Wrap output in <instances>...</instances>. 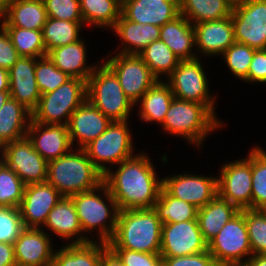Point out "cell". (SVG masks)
Returning <instances> with one entry per match:
<instances>
[{
  "instance_id": "obj_42",
  "label": "cell",
  "mask_w": 266,
  "mask_h": 266,
  "mask_svg": "<svg viewBox=\"0 0 266 266\" xmlns=\"http://www.w3.org/2000/svg\"><path fill=\"white\" fill-rule=\"evenodd\" d=\"M35 78L42 95L54 91L71 77L58 69L49 57L45 56L36 58Z\"/></svg>"
},
{
  "instance_id": "obj_49",
  "label": "cell",
  "mask_w": 266,
  "mask_h": 266,
  "mask_svg": "<svg viewBox=\"0 0 266 266\" xmlns=\"http://www.w3.org/2000/svg\"><path fill=\"white\" fill-rule=\"evenodd\" d=\"M244 81L249 83H266V49L255 50L248 76Z\"/></svg>"
},
{
  "instance_id": "obj_28",
  "label": "cell",
  "mask_w": 266,
  "mask_h": 266,
  "mask_svg": "<svg viewBox=\"0 0 266 266\" xmlns=\"http://www.w3.org/2000/svg\"><path fill=\"white\" fill-rule=\"evenodd\" d=\"M160 39L180 60L198 58V55L192 52L196 47L194 26L184 16L179 15L173 21L161 26Z\"/></svg>"
},
{
  "instance_id": "obj_5",
  "label": "cell",
  "mask_w": 266,
  "mask_h": 266,
  "mask_svg": "<svg viewBox=\"0 0 266 266\" xmlns=\"http://www.w3.org/2000/svg\"><path fill=\"white\" fill-rule=\"evenodd\" d=\"M99 192L104 193L102 195L105 196L106 202L101 194H98ZM70 198L75 205L83 233L86 231L92 233L97 229L99 241L108 243L115 233L119 209L107 186L102 183L91 191L78 193Z\"/></svg>"
},
{
  "instance_id": "obj_23",
  "label": "cell",
  "mask_w": 266,
  "mask_h": 266,
  "mask_svg": "<svg viewBox=\"0 0 266 266\" xmlns=\"http://www.w3.org/2000/svg\"><path fill=\"white\" fill-rule=\"evenodd\" d=\"M196 50L201 54L222 55L234 42L231 16L221 20L193 24Z\"/></svg>"
},
{
  "instance_id": "obj_39",
  "label": "cell",
  "mask_w": 266,
  "mask_h": 266,
  "mask_svg": "<svg viewBox=\"0 0 266 266\" xmlns=\"http://www.w3.org/2000/svg\"><path fill=\"white\" fill-rule=\"evenodd\" d=\"M251 209L266 210V151L252 148V195Z\"/></svg>"
},
{
  "instance_id": "obj_20",
  "label": "cell",
  "mask_w": 266,
  "mask_h": 266,
  "mask_svg": "<svg viewBox=\"0 0 266 266\" xmlns=\"http://www.w3.org/2000/svg\"><path fill=\"white\" fill-rule=\"evenodd\" d=\"M121 14L134 23L161 27L180 15L179 0H124Z\"/></svg>"
},
{
  "instance_id": "obj_24",
  "label": "cell",
  "mask_w": 266,
  "mask_h": 266,
  "mask_svg": "<svg viewBox=\"0 0 266 266\" xmlns=\"http://www.w3.org/2000/svg\"><path fill=\"white\" fill-rule=\"evenodd\" d=\"M55 235L70 240L68 244H86L92 239L82 235L81 224L76 213L75 205L70 197H62L54 208L48 213L44 224ZM78 235V236H77ZM80 235V236H79ZM78 237V238H77Z\"/></svg>"
},
{
  "instance_id": "obj_22",
  "label": "cell",
  "mask_w": 266,
  "mask_h": 266,
  "mask_svg": "<svg viewBox=\"0 0 266 266\" xmlns=\"http://www.w3.org/2000/svg\"><path fill=\"white\" fill-rule=\"evenodd\" d=\"M112 121L88 100L80 105L70 116L68 132L72 146L83 149L92 140L98 138Z\"/></svg>"
},
{
  "instance_id": "obj_36",
  "label": "cell",
  "mask_w": 266,
  "mask_h": 266,
  "mask_svg": "<svg viewBox=\"0 0 266 266\" xmlns=\"http://www.w3.org/2000/svg\"><path fill=\"white\" fill-rule=\"evenodd\" d=\"M153 209L162 224L197 220V211L193 204L171 196L163 187Z\"/></svg>"
},
{
  "instance_id": "obj_31",
  "label": "cell",
  "mask_w": 266,
  "mask_h": 266,
  "mask_svg": "<svg viewBox=\"0 0 266 266\" xmlns=\"http://www.w3.org/2000/svg\"><path fill=\"white\" fill-rule=\"evenodd\" d=\"M107 243L91 241L86 244H68L54 250L51 266H101V252Z\"/></svg>"
},
{
  "instance_id": "obj_52",
  "label": "cell",
  "mask_w": 266,
  "mask_h": 266,
  "mask_svg": "<svg viewBox=\"0 0 266 266\" xmlns=\"http://www.w3.org/2000/svg\"><path fill=\"white\" fill-rule=\"evenodd\" d=\"M239 266H266V254L252 255L245 263Z\"/></svg>"
},
{
  "instance_id": "obj_53",
  "label": "cell",
  "mask_w": 266,
  "mask_h": 266,
  "mask_svg": "<svg viewBox=\"0 0 266 266\" xmlns=\"http://www.w3.org/2000/svg\"><path fill=\"white\" fill-rule=\"evenodd\" d=\"M9 90V71L0 68V91Z\"/></svg>"
},
{
  "instance_id": "obj_50",
  "label": "cell",
  "mask_w": 266,
  "mask_h": 266,
  "mask_svg": "<svg viewBox=\"0 0 266 266\" xmlns=\"http://www.w3.org/2000/svg\"><path fill=\"white\" fill-rule=\"evenodd\" d=\"M0 266H16L14 244L0 242Z\"/></svg>"
},
{
  "instance_id": "obj_19",
  "label": "cell",
  "mask_w": 266,
  "mask_h": 266,
  "mask_svg": "<svg viewBox=\"0 0 266 266\" xmlns=\"http://www.w3.org/2000/svg\"><path fill=\"white\" fill-rule=\"evenodd\" d=\"M27 138L33 148L47 161L57 159L73 148L67 125L41 124L30 121Z\"/></svg>"
},
{
  "instance_id": "obj_2",
  "label": "cell",
  "mask_w": 266,
  "mask_h": 266,
  "mask_svg": "<svg viewBox=\"0 0 266 266\" xmlns=\"http://www.w3.org/2000/svg\"><path fill=\"white\" fill-rule=\"evenodd\" d=\"M162 222L151 209L119 210L110 248L160 254Z\"/></svg>"
},
{
  "instance_id": "obj_13",
  "label": "cell",
  "mask_w": 266,
  "mask_h": 266,
  "mask_svg": "<svg viewBox=\"0 0 266 266\" xmlns=\"http://www.w3.org/2000/svg\"><path fill=\"white\" fill-rule=\"evenodd\" d=\"M220 170L217 177L218 195L239 210L251 209L252 149L247 158L229 162Z\"/></svg>"
},
{
  "instance_id": "obj_3",
  "label": "cell",
  "mask_w": 266,
  "mask_h": 266,
  "mask_svg": "<svg viewBox=\"0 0 266 266\" xmlns=\"http://www.w3.org/2000/svg\"><path fill=\"white\" fill-rule=\"evenodd\" d=\"M75 149L48 162L46 181L63 197L91 191L103 183V174L88 158L86 151Z\"/></svg>"
},
{
  "instance_id": "obj_25",
  "label": "cell",
  "mask_w": 266,
  "mask_h": 266,
  "mask_svg": "<svg viewBox=\"0 0 266 266\" xmlns=\"http://www.w3.org/2000/svg\"><path fill=\"white\" fill-rule=\"evenodd\" d=\"M84 43V40L80 39L75 43L53 48L47 56L58 69L71 78L88 81L97 64L86 65L87 49Z\"/></svg>"
},
{
  "instance_id": "obj_32",
  "label": "cell",
  "mask_w": 266,
  "mask_h": 266,
  "mask_svg": "<svg viewBox=\"0 0 266 266\" xmlns=\"http://www.w3.org/2000/svg\"><path fill=\"white\" fill-rule=\"evenodd\" d=\"M233 0H179V13L190 23L221 20L231 16Z\"/></svg>"
},
{
  "instance_id": "obj_45",
  "label": "cell",
  "mask_w": 266,
  "mask_h": 266,
  "mask_svg": "<svg viewBox=\"0 0 266 266\" xmlns=\"http://www.w3.org/2000/svg\"><path fill=\"white\" fill-rule=\"evenodd\" d=\"M47 17L71 22H83L79 0H43Z\"/></svg>"
},
{
  "instance_id": "obj_48",
  "label": "cell",
  "mask_w": 266,
  "mask_h": 266,
  "mask_svg": "<svg viewBox=\"0 0 266 266\" xmlns=\"http://www.w3.org/2000/svg\"><path fill=\"white\" fill-rule=\"evenodd\" d=\"M19 57L6 29L0 24V68L9 70Z\"/></svg>"
},
{
  "instance_id": "obj_12",
  "label": "cell",
  "mask_w": 266,
  "mask_h": 266,
  "mask_svg": "<svg viewBox=\"0 0 266 266\" xmlns=\"http://www.w3.org/2000/svg\"><path fill=\"white\" fill-rule=\"evenodd\" d=\"M102 61L117 76L124 94L134 105L158 81L138 54L118 53Z\"/></svg>"
},
{
  "instance_id": "obj_15",
  "label": "cell",
  "mask_w": 266,
  "mask_h": 266,
  "mask_svg": "<svg viewBox=\"0 0 266 266\" xmlns=\"http://www.w3.org/2000/svg\"><path fill=\"white\" fill-rule=\"evenodd\" d=\"M208 251L198 220L162 224L161 257H179Z\"/></svg>"
},
{
  "instance_id": "obj_33",
  "label": "cell",
  "mask_w": 266,
  "mask_h": 266,
  "mask_svg": "<svg viewBox=\"0 0 266 266\" xmlns=\"http://www.w3.org/2000/svg\"><path fill=\"white\" fill-rule=\"evenodd\" d=\"M173 98L170 85L165 80H158L137 102L140 103V119L161 125Z\"/></svg>"
},
{
  "instance_id": "obj_27",
  "label": "cell",
  "mask_w": 266,
  "mask_h": 266,
  "mask_svg": "<svg viewBox=\"0 0 266 266\" xmlns=\"http://www.w3.org/2000/svg\"><path fill=\"white\" fill-rule=\"evenodd\" d=\"M112 29L122 40L121 46L124 48L121 47L120 54H138L150 43L160 39V27L134 23L122 14Z\"/></svg>"
},
{
  "instance_id": "obj_17",
  "label": "cell",
  "mask_w": 266,
  "mask_h": 266,
  "mask_svg": "<svg viewBox=\"0 0 266 266\" xmlns=\"http://www.w3.org/2000/svg\"><path fill=\"white\" fill-rule=\"evenodd\" d=\"M163 188L173 197L193 204L207 205L217 194V176L206 177L188 173L163 178Z\"/></svg>"
},
{
  "instance_id": "obj_10",
  "label": "cell",
  "mask_w": 266,
  "mask_h": 266,
  "mask_svg": "<svg viewBox=\"0 0 266 266\" xmlns=\"http://www.w3.org/2000/svg\"><path fill=\"white\" fill-rule=\"evenodd\" d=\"M175 98L205 104L215 114V96L209 94L208 79L199 57L181 60L167 78Z\"/></svg>"
},
{
  "instance_id": "obj_9",
  "label": "cell",
  "mask_w": 266,
  "mask_h": 266,
  "mask_svg": "<svg viewBox=\"0 0 266 266\" xmlns=\"http://www.w3.org/2000/svg\"><path fill=\"white\" fill-rule=\"evenodd\" d=\"M208 251L219 266H239L252 256L245 215L241 210L208 243Z\"/></svg>"
},
{
  "instance_id": "obj_44",
  "label": "cell",
  "mask_w": 266,
  "mask_h": 266,
  "mask_svg": "<svg viewBox=\"0 0 266 266\" xmlns=\"http://www.w3.org/2000/svg\"><path fill=\"white\" fill-rule=\"evenodd\" d=\"M24 228L19 208L0 206V242L14 244Z\"/></svg>"
},
{
  "instance_id": "obj_14",
  "label": "cell",
  "mask_w": 266,
  "mask_h": 266,
  "mask_svg": "<svg viewBox=\"0 0 266 266\" xmlns=\"http://www.w3.org/2000/svg\"><path fill=\"white\" fill-rule=\"evenodd\" d=\"M0 160L11 168L25 185L46 182L48 162L33 148L26 137L0 149Z\"/></svg>"
},
{
  "instance_id": "obj_29",
  "label": "cell",
  "mask_w": 266,
  "mask_h": 266,
  "mask_svg": "<svg viewBox=\"0 0 266 266\" xmlns=\"http://www.w3.org/2000/svg\"><path fill=\"white\" fill-rule=\"evenodd\" d=\"M32 113L11 97L0 110V149L27 135Z\"/></svg>"
},
{
  "instance_id": "obj_54",
  "label": "cell",
  "mask_w": 266,
  "mask_h": 266,
  "mask_svg": "<svg viewBox=\"0 0 266 266\" xmlns=\"http://www.w3.org/2000/svg\"><path fill=\"white\" fill-rule=\"evenodd\" d=\"M10 91L9 90H3L0 91V110L2 106L5 104V102L10 98Z\"/></svg>"
},
{
  "instance_id": "obj_7",
  "label": "cell",
  "mask_w": 266,
  "mask_h": 266,
  "mask_svg": "<svg viewBox=\"0 0 266 266\" xmlns=\"http://www.w3.org/2000/svg\"><path fill=\"white\" fill-rule=\"evenodd\" d=\"M87 100V81L70 78L52 92L42 94L32 120L41 124L68 125L71 114Z\"/></svg>"
},
{
  "instance_id": "obj_55",
  "label": "cell",
  "mask_w": 266,
  "mask_h": 266,
  "mask_svg": "<svg viewBox=\"0 0 266 266\" xmlns=\"http://www.w3.org/2000/svg\"><path fill=\"white\" fill-rule=\"evenodd\" d=\"M11 0H0V18L4 16Z\"/></svg>"
},
{
  "instance_id": "obj_34",
  "label": "cell",
  "mask_w": 266,
  "mask_h": 266,
  "mask_svg": "<svg viewBox=\"0 0 266 266\" xmlns=\"http://www.w3.org/2000/svg\"><path fill=\"white\" fill-rule=\"evenodd\" d=\"M83 22L95 27L111 29L121 15L120 0H79Z\"/></svg>"
},
{
  "instance_id": "obj_43",
  "label": "cell",
  "mask_w": 266,
  "mask_h": 266,
  "mask_svg": "<svg viewBox=\"0 0 266 266\" xmlns=\"http://www.w3.org/2000/svg\"><path fill=\"white\" fill-rule=\"evenodd\" d=\"M255 49L238 42H234L223 54L230 71L241 80L248 76L250 63Z\"/></svg>"
},
{
  "instance_id": "obj_21",
  "label": "cell",
  "mask_w": 266,
  "mask_h": 266,
  "mask_svg": "<svg viewBox=\"0 0 266 266\" xmlns=\"http://www.w3.org/2000/svg\"><path fill=\"white\" fill-rule=\"evenodd\" d=\"M36 58L20 56L9 71V91L12 99L31 113L37 108L41 93L35 78Z\"/></svg>"
},
{
  "instance_id": "obj_16",
  "label": "cell",
  "mask_w": 266,
  "mask_h": 266,
  "mask_svg": "<svg viewBox=\"0 0 266 266\" xmlns=\"http://www.w3.org/2000/svg\"><path fill=\"white\" fill-rule=\"evenodd\" d=\"M62 197L59 191L47 181L25 185L23 199L19 205L24 227L44 226L48 213Z\"/></svg>"
},
{
  "instance_id": "obj_6",
  "label": "cell",
  "mask_w": 266,
  "mask_h": 266,
  "mask_svg": "<svg viewBox=\"0 0 266 266\" xmlns=\"http://www.w3.org/2000/svg\"><path fill=\"white\" fill-rule=\"evenodd\" d=\"M87 100L111 121H128L133 102L124 94L114 72L104 63L87 81Z\"/></svg>"
},
{
  "instance_id": "obj_51",
  "label": "cell",
  "mask_w": 266,
  "mask_h": 266,
  "mask_svg": "<svg viewBox=\"0 0 266 266\" xmlns=\"http://www.w3.org/2000/svg\"><path fill=\"white\" fill-rule=\"evenodd\" d=\"M101 266H124L118 255L107 245L101 252Z\"/></svg>"
},
{
  "instance_id": "obj_41",
  "label": "cell",
  "mask_w": 266,
  "mask_h": 266,
  "mask_svg": "<svg viewBox=\"0 0 266 266\" xmlns=\"http://www.w3.org/2000/svg\"><path fill=\"white\" fill-rule=\"evenodd\" d=\"M245 215L252 255L266 254V210L242 209Z\"/></svg>"
},
{
  "instance_id": "obj_18",
  "label": "cell",
  "mask_w": 266,
  "mask_h": 266,
  "mask_svg": "<svg viewBox=\"0 0 266 266\" xmlns=\"http://www.w3.org/2000/svg\"><path fill=\"white\" fill-rule=\"evenodd\" d=\"M42 228H24L14 241L16 266H51L52 240Z\"/></svg>"
},
{
  "instance_id": "obj_30",
  "label": "cell",
  "mask_w": 266,
  "mask_h": 266,
  "mask_svg": "<svg viewBox=\"0 0 266 266\" xmlns=\"http://www.w3.org/2000/svg\"><path fill=\"white\" fill-rule=\"evenodd\" d=\"M240 210L218 194L197 211V220L203 238L209 243L223 226Z\"/></svg>"
},
{
  "instance_id": "obj_4",
  "label": "cell",
  "mask_w": 266,
  "mask_h": 266,
  "mask_svg": "<svg viewBox=\"0 0 266 266\" xmlns=\"http://www.w3.org/2000/svg\"><path fill=\"white\" fill-rule=\"evenodd\" d=\"M216 117L205 104L174 97L161 127L169 135L186 138L200 147L208 134L224 125Z\"/></svg>"
},
{
  "instance_id": "obj_46",
  "label": "cell",
  "mask_w": 266,
  "mask_h": 266,
  "mask_svg": "<svg viewBox=\"0 0 266 266\" xmlns=\"http://www.w3.org/2000/svg\"><path fill=\"white\" fill-rule=\"evenodd\" d=\"M124 266H163L160 254L138 252L126 248H111Z\"/></svg>"
},
{
  "instance_id": "obj_40",
  "label": "cell",
  "mask_w": 266,
  "mask_h": 266,
  "mask_svg": "<svg viewBox=\"0 0 266 266\" xmlns=\"http://www.w3.org/2000/svg\"><path fill=\"white\" fill-rule=\"evenodd\" d=\"M24 189V182L0 160V206L19 208Z\"/></svg>"
},
{
  "instance_id": "obj_35",
  "label": "cell",
  "mask_w": 266,
  "mask_h": 266,
  "mask_svg": "<svg viewBox=\"0 0 266 266\" xmlns=\"http://www.w3.org/2000/svg\"><path fill=\"white\" fill-rule=\"evenodd\" d=\"M138 55L158 80L161 75L168 78L181 62L161 39L150 43Z\"/></svg>"
},
{
  "instance_id": "obj_37",
  "label": "cell",
  "mask_w": 266,
  "mask_h": 266,
  "mask_svg": "<svg viewBox=\"0 0 266 266\" xmlns=\"http://www.w3.org/2000/svg\"><path fill=\"white\" fill-rule=\"evenodd\" d=\"M84 22H71L48 17L42 29L43 42L47 53L56 47L80 40L79 31Z\"/></svg>"
},
{
  "instance_id": "obj_47",
  "label": "cell",
  "mask_w": 266,
  "mask_h": 266,
  "mask_svg": "<svg viewBox=\"0 0 266 266\" xmlns=\"http://www.w3.org/2000/svg\"><path fill=\"white\" fill-rule=\"evenodd\" d=\"M162 264L163 266H219L209 251L179 257H162Z\"/></svg>"
},
{
  "instance_id": "obj_38",
  "label": "cell",
  "mask_w": 266,
  "mask_h": 266,
  "mask_svg": "<svg viewBox=\"0 0 266 266\" xmlns=\"http://www.w3.org/2000/svg\"><path fill=\"white\" fill-rule=\"evenodd\" d=\"M20 56L41 58L47 56L42 30L4 27Z\"/></svg>"
},
{
  "instance_id": "obj_1",
  "label": "cell",
  "mask_w": 266,
  "mask_h": 266,
  "mask_svg": "<svg viewBox=\"0 0 266 266\" xmlns=\"http://www.w3.org/2000/svg\"><path fill=\"white\" fill-rule=\"evenodd\" d=\"M147 154L139 153L108 167L103 183L115 199L119 210L151 209L159 198L163 179H159Z\"/></svg>"
},
{
  "instance_id": "obj_26",
  "label": "cell",
  "mask_w": 266,
  "mask_h": 266,
  "mask_svg": "<svg viewBox=\"0 0 266 266\" xmlns=\"http://www.w3.org/2000/svg\"><path fill=\"white\" fill-rule=\"evenodd\" d=\"M2 18L3 27L42 30L48 17L43 0H11Z\"/></svg>"
},
{
  "instance_id": "obj_8",
  "label": "cell",
  "mask_w": 266,
  "mask_h": 266,
  "mask_svg": "<svg viewBox=\"0 0 266 266\" xmlns=\"http://www.w3.org/2000/svg\"><path fill=\"white\" fill-rule=\"evenodd\" d=\"M128 125L127 120L112 121L98 138L83 148L103 175L108 170L105 163L117 165L135 156L132 153L135 148Z\"/></svg>"
},
{
  "instance_id": "obj_11",
  "label": "cell",
  "mask_w": 266,
  "mask_h": 266,
  "mask_svg": "<svg viewBox=\"0 0 266 266\" xmlns=\"http://www.w3.org/2000/svg\"><path fill=\"white\" fill-rule=\"evenodd\" d=\"M235 42L266 49V0H239L231 13Z\"/></svg>"
}]
</instances>
